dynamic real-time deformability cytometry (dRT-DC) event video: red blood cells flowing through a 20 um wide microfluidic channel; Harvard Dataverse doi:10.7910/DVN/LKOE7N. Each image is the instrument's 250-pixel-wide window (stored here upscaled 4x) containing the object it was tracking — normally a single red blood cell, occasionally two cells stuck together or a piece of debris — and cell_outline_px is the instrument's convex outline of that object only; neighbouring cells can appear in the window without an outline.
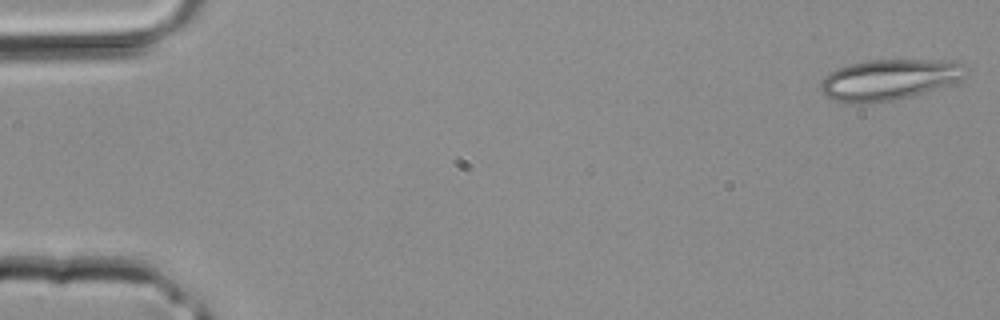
{"species": "common noctule bat (a hibernating species)", "species_latin": "Nyctalus noctula", "temperature_condition": "room temperature", "stored_images_in_passage": 7, "camera_frame_rate_fps": 3000, "um_per_image_px": 0.085, "animal": {"sex": "male", "body_mass_g": 20.4}, "frame": {"image": 1, "passage_image": 1, "time_ms": 0.0, "image_size_px": [1000, 320], "cell_outline_px": [[968, 68], [964, 76], [948, 84], [912, 96], [892, 100], [860, 104], [848, 104], [824, 96], [820, 88], [820, 84], [824, 76], [836, 68], [848, 64], [868, 60], [956, 60], [964, 64]], "centroid_in_image_um": [75.53, 6.76], "position_along_channel_um": 9.5, "area_um2": 34.62}}